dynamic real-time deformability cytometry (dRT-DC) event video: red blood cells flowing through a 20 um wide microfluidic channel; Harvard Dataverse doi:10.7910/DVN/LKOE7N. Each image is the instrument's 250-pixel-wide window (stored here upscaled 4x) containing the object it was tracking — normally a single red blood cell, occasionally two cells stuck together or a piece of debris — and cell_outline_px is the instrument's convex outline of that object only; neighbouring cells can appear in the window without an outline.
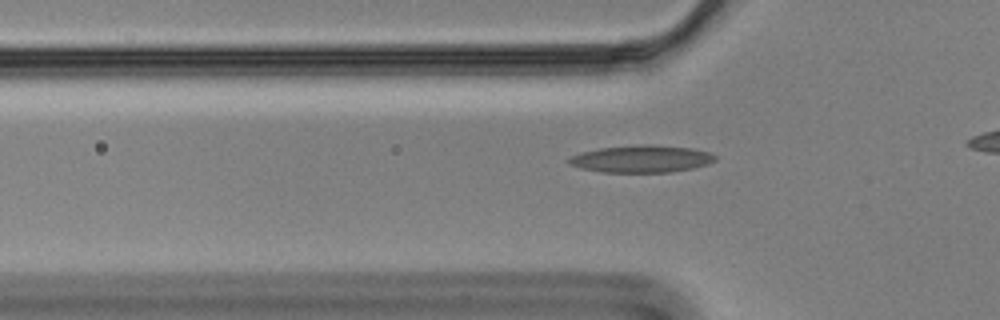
{"species": "Egyptian fruit bat (a non-hibernating species)", "species_latin": "Rousettus aegyptiacus", "temperature_condition": "cold", "stored_images_in_passage": 39, "camera_frame_rate_fps": 3000, "um_per_image_px": 0.085, "animal": {"sex": "male"}, "frame": {"image": 1, "passage_image": 11, "time_ms": 3.333, "image_size_px": [1000, 320], "cell_outline_px": [[716, 160], [708, 164], [692, 168], [672, 172], [604, 172], [580, 168], [568, 164], [564, 160], [580, 152], [600, 148], [640, 144], [652, 144], [692, 148], [708, 152], [716, 156]], "centroid_in_image_um": [54.49, 13.5], "position_along_channel_um": 71.3, "area_um2": 23.35}}
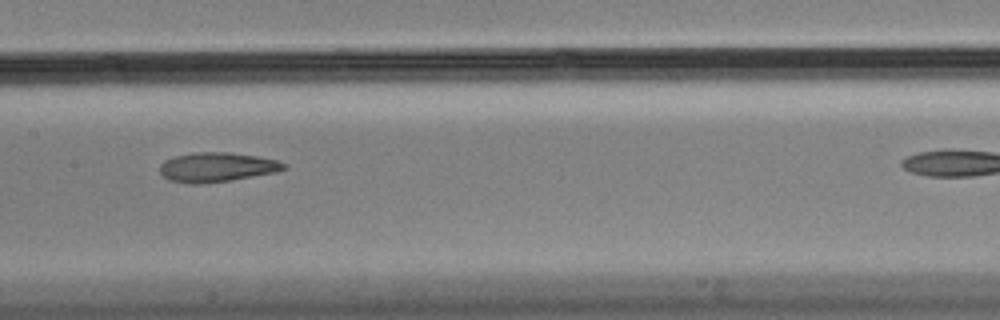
{"frame": {"image": 2, "passage_image": 21, "time_ms": 6.667, "image_size_px": [1000, 320], "cell_outline_px": [[288, 168], [276, 172], [232, 180], [204, 184], [192, 184], [168, 180], [160, 172], [160, 164], [164, 160], [176, 156], [196, 152], [232, 152], [256, 156], [276, 160], [288, 164]], "centroid_in_image_um": [18.45, 14.21], "position_along_channel_um": 189.0, "area_um2": 21.44}}
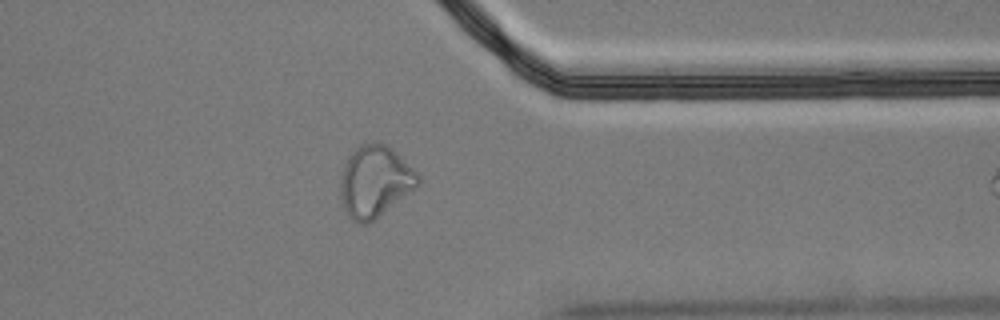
{"frame": {"image": 3, "passage_image": 38, "time_ms": 12.333, "image_size_px": [1000, 320], "cell_outline_px": [[420, 184], [416, 188], [368, 224], [356, 224], [348, 216], [344, 208], [340, 196], [340, 180], [344, 164], [348, 156], [360, 144], [376, 140], [380, 140], [388, 144], [420, 176]], "centroid_in_image_um": [31.85, 15.4], "position_along_channel_um": 379.6, "area_um2": 32.66}}